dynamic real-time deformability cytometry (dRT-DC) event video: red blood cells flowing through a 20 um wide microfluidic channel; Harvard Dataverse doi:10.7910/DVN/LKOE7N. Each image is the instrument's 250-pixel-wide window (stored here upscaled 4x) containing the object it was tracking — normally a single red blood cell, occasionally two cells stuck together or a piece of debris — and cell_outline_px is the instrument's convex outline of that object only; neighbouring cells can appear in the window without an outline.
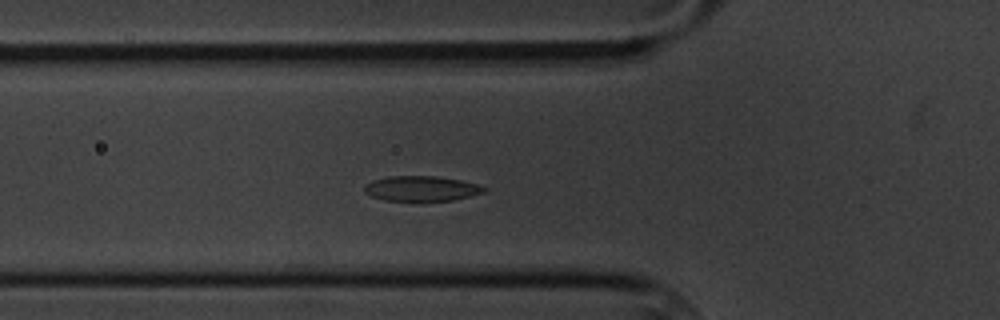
{"species": "common noctule bat (a hibernating species)", "species_latin": "Nyctalus noctula", "temperature_condition": "cold", "stored_images_in_passage": 51, "camera_frame_rate_fps": 3000, "um_per_image_px": 0.085, "animal": {"sex": "male", "body_mass_g": 20.1, "forearm_length_mm": 53.5}, "frame": {"image": 1, "passage_image": 12, "time_ms": 3.667, "image_size_px": [1000, 320], "cell_outline_px": [[488, 188], [484, 192], [452, 200], [420, 204], [416, 204], [384, 200], [372, 196], [364, 192], [364, 184], [372, 180], [388, 176], [436, 176], [460, 180], [476, 184]], "centroid_in_image_um": [35.76, 16.07], "position_along_channel_um": 90.0, "area_um2": 18.32}}
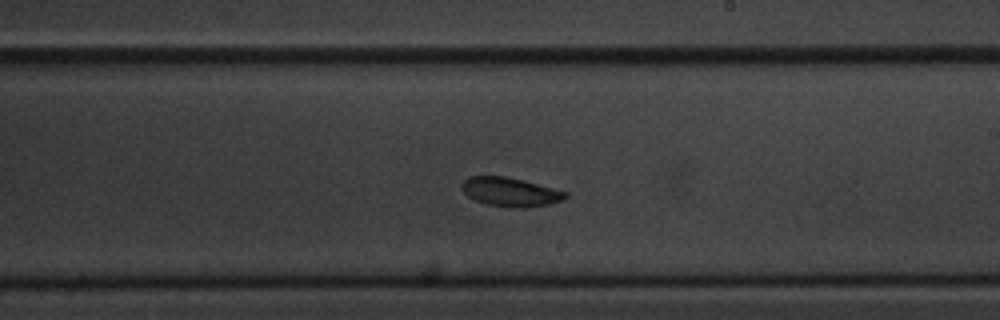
{"frame": {"image": 2, "passage_image": 26, "time_ms": 8.333, "image_size_px": [1000, 320], "cell_outline_px": [[568, 196], [564, 200], [548, 204], [524, 208], [512, 208], [484, 204], [468, 196], [460, 188], [460, 184], [468, 176], [504, 176], [524, 180], [568, 192]], "centroid_in_image_um": [43.37, 16.32], "position_along_channel_um": 245.6, "area_um2": 17.69}}
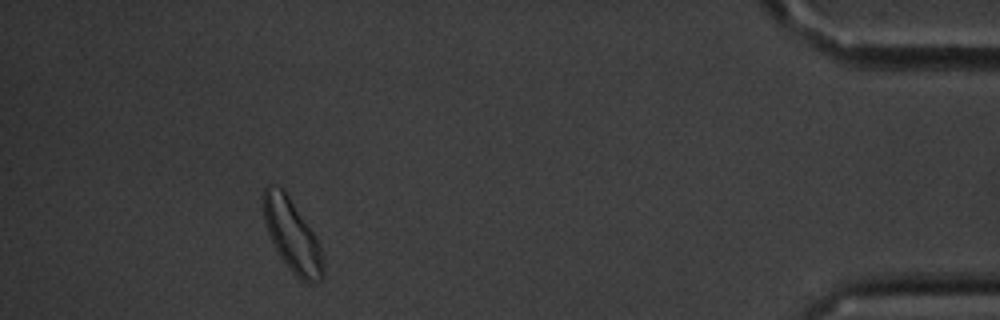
{"frame": {"image": 3, "passage_image": 46, "time_ms": 15.0, "image_size_px": [1000, 320], "cell_outline_px": [[324, 276], [320, 280], [308, 284], [300, 280], [292, 272], [280, 256], [268, 232], [264, 220], [260, 200], [264, 188], [268, 184], [280, 188], [288, 196], [312, 232], [320, 248], [324, 264]], "centroid_in_image_um": [24.8, 20.03], "position_along_channel_um": 410.4, "area_um2": 24.8}, "authors_computed_cell_mechanics": {"area_um2": 18.5538, "velocity_mm_per_s": 3.3278, "shape_relaxation_time_tau1_ms": 2.1702, "shape_relaxation_time_tau2_ms": 5.335, "deformation_change_tau1": 0.0781, "deformation_change_tau2": 0.0756}}